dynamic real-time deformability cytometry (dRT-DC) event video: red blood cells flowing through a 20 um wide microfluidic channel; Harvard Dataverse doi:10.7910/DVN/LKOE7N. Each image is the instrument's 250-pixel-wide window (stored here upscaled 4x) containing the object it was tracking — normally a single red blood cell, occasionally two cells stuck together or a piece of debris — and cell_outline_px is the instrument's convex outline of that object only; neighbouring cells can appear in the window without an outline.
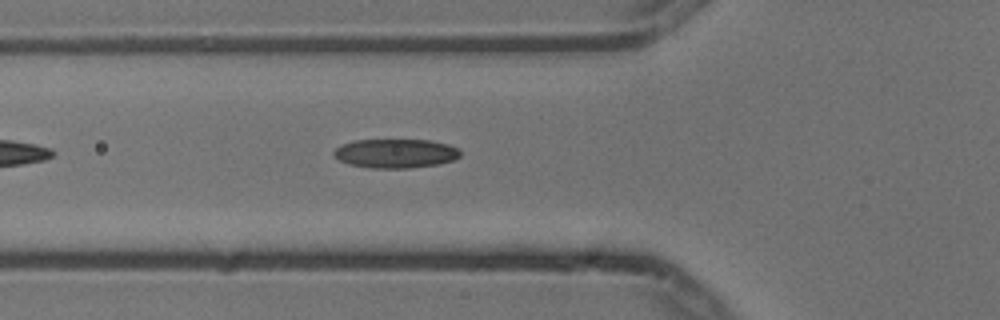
{"species": "common noctule bat (a hibernating species)", "species_latin": "Nyctalus noctula", "temperature_condition": "cold", "stored_images_in_passage": 3, "camera_frame_rate_fps": 3000, "um_per_image_px": 0.085, "animal": {"sex": "male", "body_mass_g": 13.3}, "frame": {"image": 1, "passage_image": 3, "time_ms": 0.667, "image_size_px": [1000, 320], "cell_outline_px": [[460, 156], [452, 160], [436, 164], [408, 168], [368, 168], [348, 164], [332, 156], [332, 152], [340, 144], [352, 140], [432, 140], [448, 144], [460, 148]], "centroid_in_image_um": [33.58, 13.03], "position_along_channel_um": 92.2, "area_um2": 21.62}}